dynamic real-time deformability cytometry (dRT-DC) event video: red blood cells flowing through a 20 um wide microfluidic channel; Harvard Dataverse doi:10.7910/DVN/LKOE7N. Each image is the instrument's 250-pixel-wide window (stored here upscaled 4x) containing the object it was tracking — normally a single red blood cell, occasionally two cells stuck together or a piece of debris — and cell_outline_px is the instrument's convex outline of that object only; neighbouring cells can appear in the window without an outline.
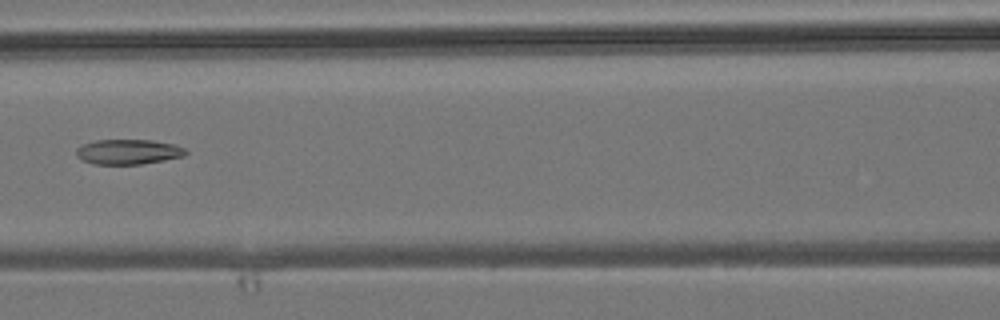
{"species": "common noctule bat (a hibernating species)", "species_latin": "Nyctalus noctula", "temperature_condition": "room temperature", "stored_images_in_passage": 6, "camera_frame_rate_fps": 3000, "um_per_image_px": 0.085, "animal": {"sex": "male", "body_mass_g": 19.2, "forearm_length_mm": 51.8}, "frame": {"image": 1, "passage_image": 6, "time_ms": 6.667, "image_size_px": [1000, 320], "cell_outline_px": [[188, 152], [184, 156], [164, 160], [140, 164], [92, 164], [76, 156], [76, 148], [84, 144], [96, 140], [152, 140], [172, 144], [184, 148]], "centroid_in_image_um": [10.89, 12.9], "position_along_channel_um": 155.7, "area_um2": 15.84}}